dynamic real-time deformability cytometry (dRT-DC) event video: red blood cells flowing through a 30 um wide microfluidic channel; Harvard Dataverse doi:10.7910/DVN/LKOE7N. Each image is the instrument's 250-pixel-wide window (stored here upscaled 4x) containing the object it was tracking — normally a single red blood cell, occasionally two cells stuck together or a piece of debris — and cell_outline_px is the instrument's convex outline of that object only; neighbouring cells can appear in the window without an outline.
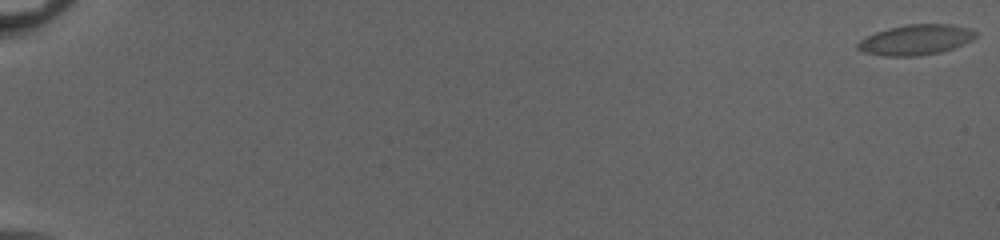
{"species": "common noctule bat (a hibernating species)", "species_latin": "Nyctalus noctula", "temperature_condition": "cold", "stored_images_in_passage": 57, "camera_frame_rate_fps": 3000, "um_per_image_px": 0.085, "animal": {"sex": "female", "body_mass_g": 20.0, "forearm_length_mm": 54.0}, "frame": {"image": 1, "passage_image": 1, "time_ms": 0.0, "image_size_px": [1000, 240], "cell_outline_px": [[976, 36], [972, 40], [952, 48], [940, 52], [920, 56], [884, 56], [864, 52], [856, 48], [856, 44], [860, 40], [876, 32], [888, 28], [904, 24], [948, 24], [968, 28], [976, 32]], "centroid_in_image_um": [77.81, 3.38], "position_along_channel_um": 7.2, "area_um2": 20.75}}
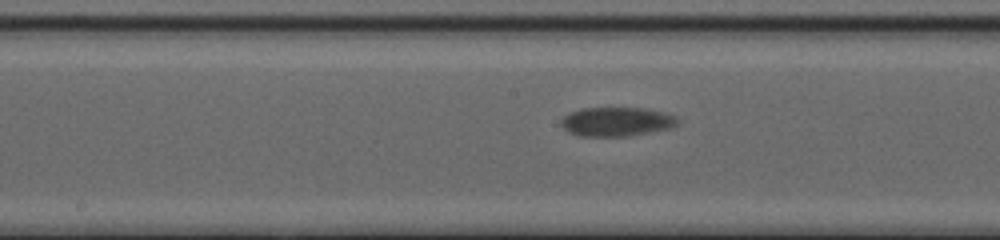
{"frame": {"image": 2, "passage_image": 33, "time_ms": 10.667, "image_size_px": [1000, 240], "cell_outline_px": [[680, 124], [672, 128], [628, 136], [580, 136], [568, 132], [560, 124], [560, 120], [568, 112], [580, 108], [644, 108], [664, 112], [676, 116], [680, 120]], "centroid_in_image_um": [52.42, 10.34], "position_along_channel_um": 195.8, "area_um2": 20.06}}
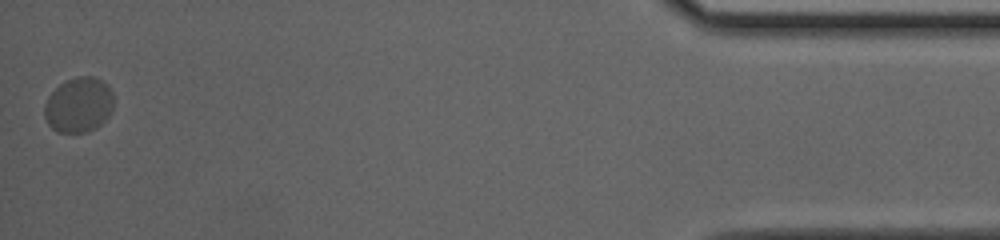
{"frame": {"image": 3, "passage_image": 57, "time_ms": 18.667, "image_size_px": [1000, 240], "cell_outline_px": [[112, 108], [108, 116], [96, 128], [88, 132], [56, 132], [48, 124], [44, 116], [44, 104], [48, 96], [60, 84], [68, 80], [80, 76], [92, 76], [108, 84], [112, 92]], "centroid_in_image_um": [6.67, 8.93], "position_along_channel_um": 428.5, "area_um2": 22.14}, "authors_computed_cell_mechanics": {"area_um2": 19.7098, "velocity_mm_per_s": 3.8682, "shape_relaxation_time_tau1_ms": 2.3127, "shape_relaxation_time_tau2_ms": null, "deformation_change_tau1": 0.0667, "deformation_change_tau2": null}}